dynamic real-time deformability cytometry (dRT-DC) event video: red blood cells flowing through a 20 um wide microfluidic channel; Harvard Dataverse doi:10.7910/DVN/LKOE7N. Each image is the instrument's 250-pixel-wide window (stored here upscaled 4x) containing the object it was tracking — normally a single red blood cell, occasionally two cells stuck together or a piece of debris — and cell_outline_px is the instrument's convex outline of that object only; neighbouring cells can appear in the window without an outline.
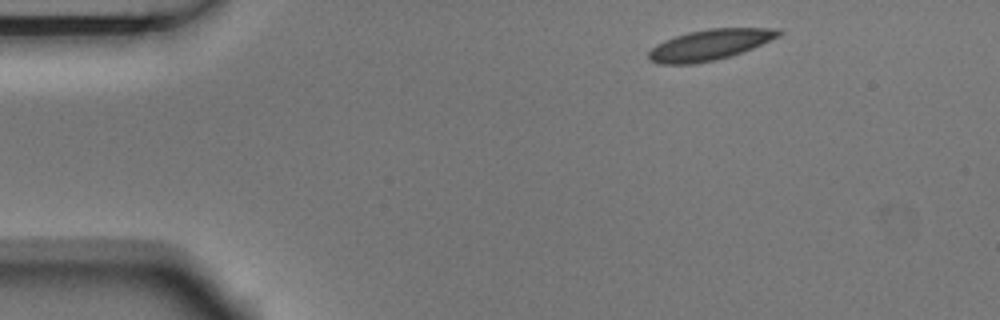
{"species": "Egyptian fruit bat (a non-hibernating species)", "species_latin": "Rousettus aegyptiacus", "temperature_condition": "room temperature", "stored_images_in_passage": 3, "camera_frame_rate_fps": 3000, "um_per_image_px": 0.085, "animal": {"sex": "male"}, "frame": {"image": 1, "passage_image": 1, "time_ms": 0.0, "image_size_px": [1000, 320], "cell_outline_px": [[784, 32], [780, 36], [752, 48], [716, 60], [692, 64], [660, 64], [648, 60], [648, 52], [656, 44], [664, 40], [688, 32], [708, 28], [780, 28]], "centroid_in_image_um": [60.32, 3.8], "position_along_channel_um": 24.7, "area_um2": 23.24}}